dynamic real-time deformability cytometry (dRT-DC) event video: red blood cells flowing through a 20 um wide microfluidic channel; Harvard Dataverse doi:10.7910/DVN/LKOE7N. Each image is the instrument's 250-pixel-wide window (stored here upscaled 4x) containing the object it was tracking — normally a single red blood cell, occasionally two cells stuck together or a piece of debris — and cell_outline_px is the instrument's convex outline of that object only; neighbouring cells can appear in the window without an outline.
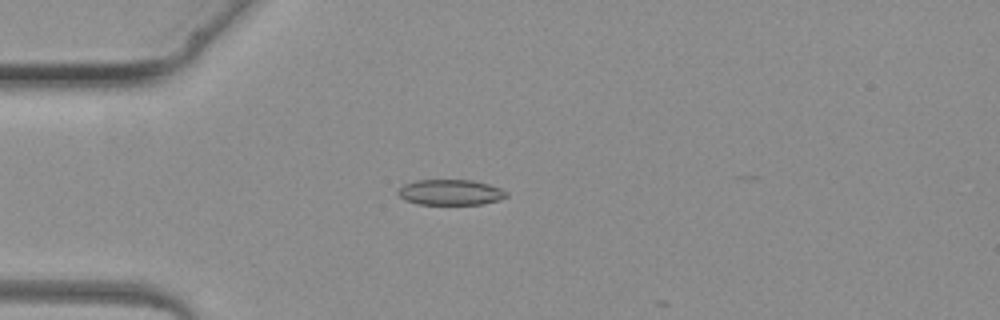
{"species": "common noctule bat (a hibernating species)", "species_latin": "Nyctalus noctula", "temperature_condition": "warm", "stored_images_in_passage": 3, "camera_frame_rate_fps": 3000, "um_per_image_px": 0.085, "animal": {"sex": "female", "body_mass_g": 19.3, "forearm_length_mm": 54.1}, "frame": {"image": 1, "passage_image": 3, "time_ms": 2.333, "image_size_px": [1000, 320], "cell_outline_px": [[508, 196], [500, 200], [484, 204], [416, 204], [404, 200], [396, 192], [404, 184], [416, 180], [472, 180], [488, 184], [500, 188], [508, 192]], "centroid_in_image_um": [38.3, 16.35], "position_along_channel_um": 46.7, "area_um2": 16.24}}